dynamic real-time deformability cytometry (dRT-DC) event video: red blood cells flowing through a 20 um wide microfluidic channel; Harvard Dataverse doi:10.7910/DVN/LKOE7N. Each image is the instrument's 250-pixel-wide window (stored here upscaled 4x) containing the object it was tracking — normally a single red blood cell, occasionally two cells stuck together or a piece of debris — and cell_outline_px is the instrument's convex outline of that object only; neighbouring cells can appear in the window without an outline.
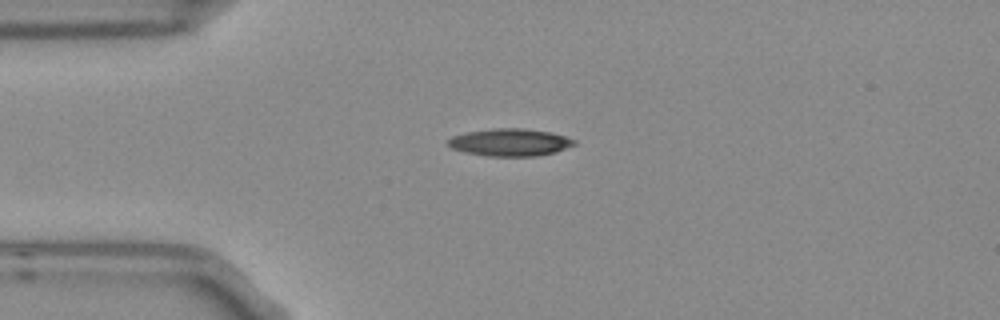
{"species": "Egyptian fruit bat (a non-hibernating species)", "species_latin": "Rousettus aegyptiacus", "temperature_condition": "room temperature", "stored_images_in_passage": 6, "camera_frame_rate_fps": 3000, "um_per_image_px": 0.085, "frame": {"image": 1, "passage_image": 1, "time_ms": 0.0, "image_size_px": [1000, 320], "cell_outline_px": [[576, 144], [556, 152], [536, 156], [488, 156], [464, 152], [452, 148], [448, 144], [448, 140], [452, 136], [468, 132], [492, 128], [524, 128], [548, 132], [564, 136], [576, 140]], "centroid_in_image_um": [43.35, 12.1], "position_along_channel_um": 41.6, "area_um2": 20.06}}
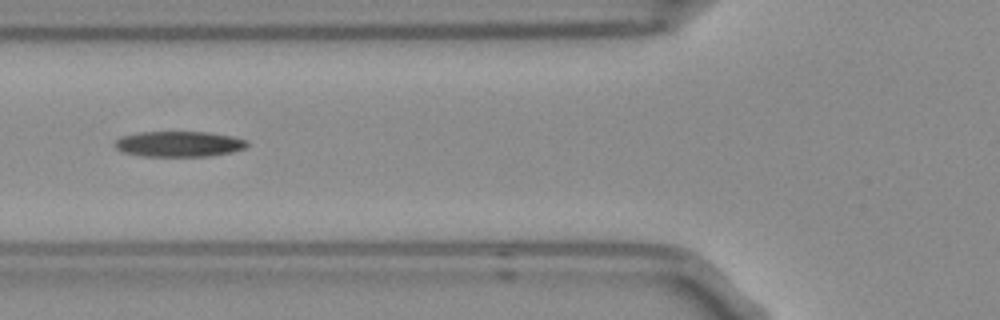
{"frame": {"image": 2, "passage_image": 3, "time_ms": 0.667, "image_size_px": [1000, 320], "cell_outline_px": [[248, 144], [244, 148], [232, 152], [208, 156], [144, 156], [124, 152], [116, 148], [116, 140], [120, 136], [136, 132], [212, 132], [232, 136], [248, 140]], "centroid_in_image_um": [15.23, 12.23], "position_along_channel_um": 110.6, "area_um2": 19.71}}
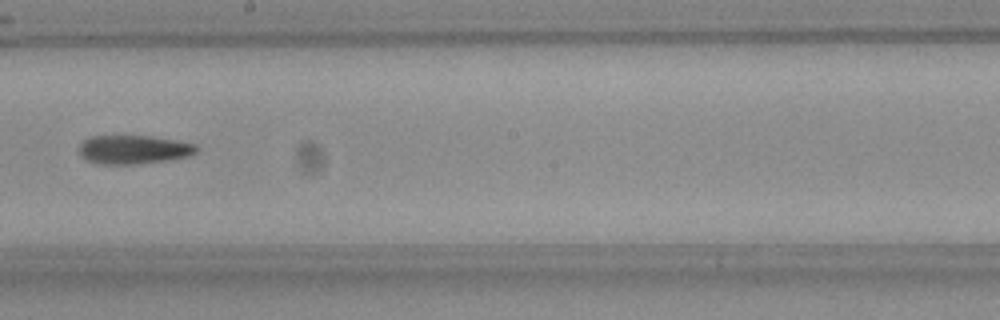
{"frame": {"image": 3, "passage_image": 6, "time_ms": 1.667, "image_size_px": [1000, 320], "cell_outline_px": [[196, 152], [188, 156], [168, 160], [136, 164], [100, 164], [88, 160], [80, 156], [80, 144], [88, 136], [148, 136], [176, 140], [196, 144]], "centroid_in_image_um": [11.34, 12.71], "position_along_channel_um": 236.9, "area_um2": 19.54}}